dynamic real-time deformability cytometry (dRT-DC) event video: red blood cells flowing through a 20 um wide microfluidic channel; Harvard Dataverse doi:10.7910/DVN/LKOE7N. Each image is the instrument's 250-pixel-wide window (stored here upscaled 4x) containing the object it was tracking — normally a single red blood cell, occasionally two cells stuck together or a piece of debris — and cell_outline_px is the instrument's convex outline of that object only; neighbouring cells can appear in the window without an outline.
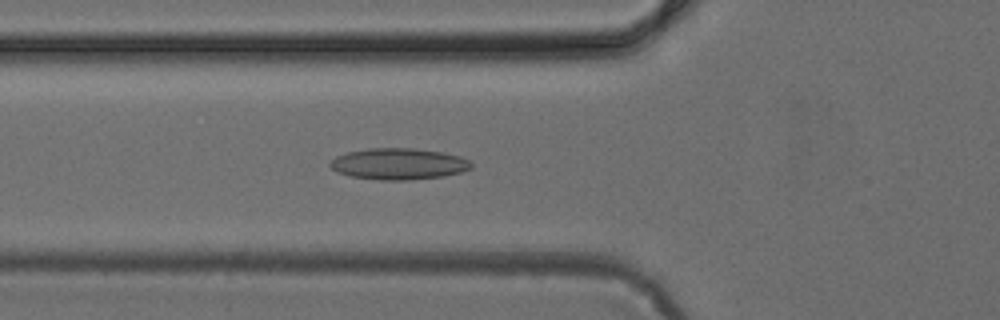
{"species": "common noctule bat (a hibernating species)", "species_latin": "Nyctalus noctula", "temperature_condition": "cold", "stored_images_in_passage": 40, "camera_frame_rate_fps": 3000, "um_per_image_px": 0.085, "animal": {"sex": "female", "body_mass_g": 24.6, "forearm_length_mm": 56.2}, "frame": {"image": 1, "passage_image": 9, "time_ms": 2.667, "image_size_px": [1000, 320], "cell_outline_px": [[472, 168], [460, 172], [444, 176], [408, 180], [380, 180], [352, 176], [336, 172], [328, 164], [336, 156], [348, 152], [368, 148], [412, 148], [440, 152], [460, 156], [468, 160], [472, 164]], "centroid_in_image_um": [33.87, 13.93], "position_along_channel_um": 91.9, "area_um2": 25.66}}
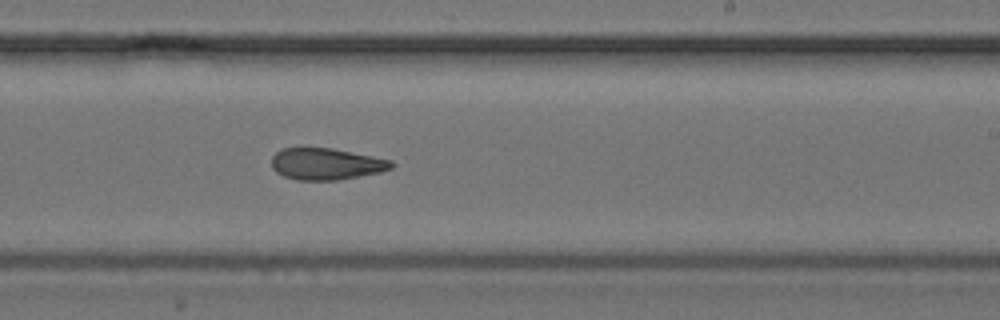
{"frame": {"image": 2, "passage_image": 21, "time_ms": 6.667, "image_size_px": [1000, 320], "cell_outline_px": [[396, 164], [392, 168], [380, 172], [336, 180], [296, 180], [284, 176], [276, 172], [272, 168], [272, 156], [280, 148], [332, 148], [392, 160]], "centroid_in_image_um": [27.72, 13.93], "position_along_channel_um": 261.3, "area_um2": 22.08}}
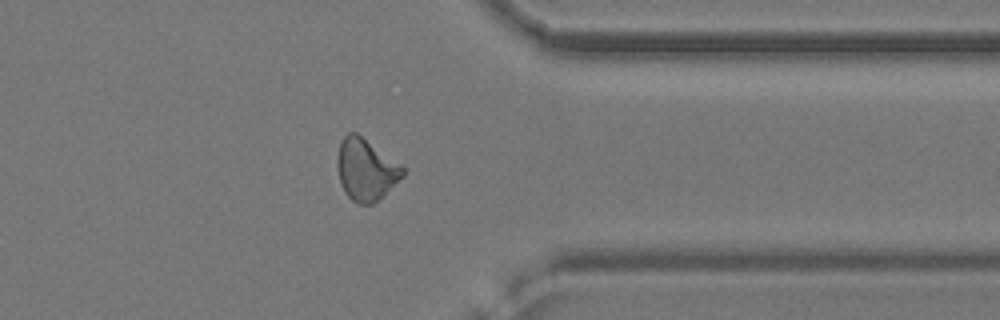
{"frame": {"image": 3, "passage_image": 30, "time_ms": 9.667, "image_size_px": [1000, 320], "cell_outline_px": [[404, 176], [372, 204], [356, 204], [344, 192], [340, 184], [336, 164], [336, 160], [340, 140], [348, 132], [356, 132], [400, 164], [404, 168]], "centroid_in_image_um": [31.05, 14.41], "position_along_channel_um": 380.3, "area_um2": 23.47}}